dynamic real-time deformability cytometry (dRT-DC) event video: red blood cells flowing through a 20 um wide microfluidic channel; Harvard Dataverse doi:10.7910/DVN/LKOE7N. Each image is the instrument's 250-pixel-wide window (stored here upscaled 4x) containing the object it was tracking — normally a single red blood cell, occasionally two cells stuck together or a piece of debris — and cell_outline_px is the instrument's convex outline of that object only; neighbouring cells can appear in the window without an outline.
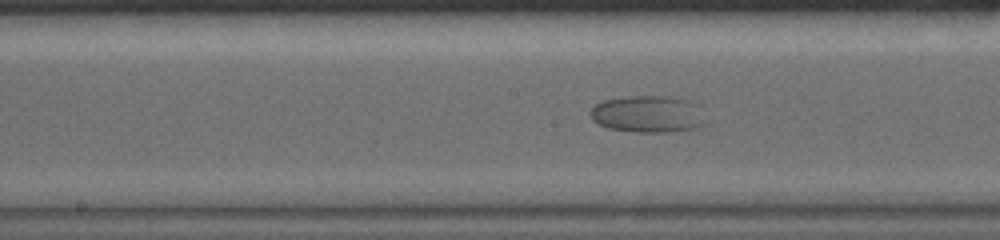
{"species": "common noctule bat (a hibernating species)", "species_latin": "Nyctalus noctula", "temperature_condition": "warm", "stored_images_in_passage": 19, "camera_frame_rate_fps": 5000, "um_per_image_px": 0.085, "animal": {"sex": "female", "body_mass_g": 19.0, "forearm_length_mm": 56.7}, "frame": {"image": 1, "passage_image": 16, "time_ms": 5.2, "image_size_px": [1000, 240], "cell_outline_px": [[708, 120], [704, 124], [696, 128], [668, 132], [636, 132], [608, 128], [592, 120], [588, 112], [596, 104], [604, 100], [628, 96], [668, 96], [692, 100], [696, 104]], "centroid_in_image_um": [55.1, 9.69], "position_along_channel_um": 193.1, "area_um2": 25.09}}